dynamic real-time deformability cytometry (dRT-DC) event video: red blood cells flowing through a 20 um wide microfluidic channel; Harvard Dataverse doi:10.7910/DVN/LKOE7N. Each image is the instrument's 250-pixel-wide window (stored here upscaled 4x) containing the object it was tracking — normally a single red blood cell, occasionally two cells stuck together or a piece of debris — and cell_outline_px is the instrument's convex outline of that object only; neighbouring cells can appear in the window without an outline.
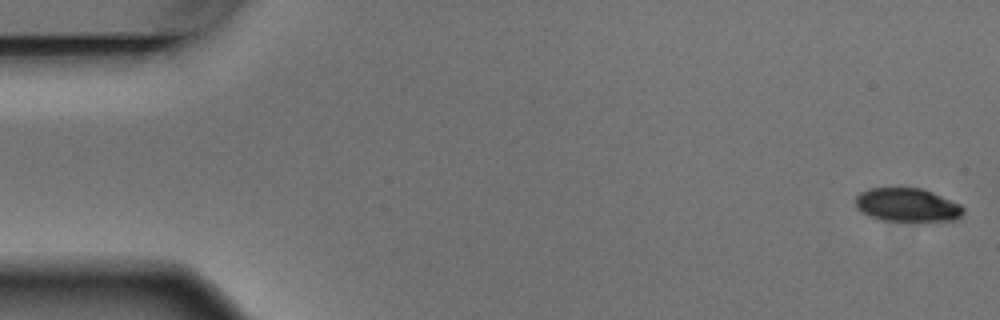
{"species": "Egyptian fruit bat (a non-hibernating species)", "species_latin": "Rousettus aegyptiacus", "temperature_condition": "warm", "stored_images_in_passage": 5, "camera_frame_rate_fps": 3000, "um_per_image_px": 0.085, "animal": {"sex": "male"}, "frame": {"image": 1, "passage_image": 1, "time_ms": 0.0, "image_size_px": [1000, 320], "cell_outline_px": [[964, 212], [956, 220], [880, 220], [868, 216], [856, 208], [856, 196], [860, 192], [868, 188], [920, 188], [932, 192], [960, 204], [964, 208]], "centroid_in_image_um": [77.08, 17.41], "position_along_channel_um": 7.9, "area_um2": 20.87}}
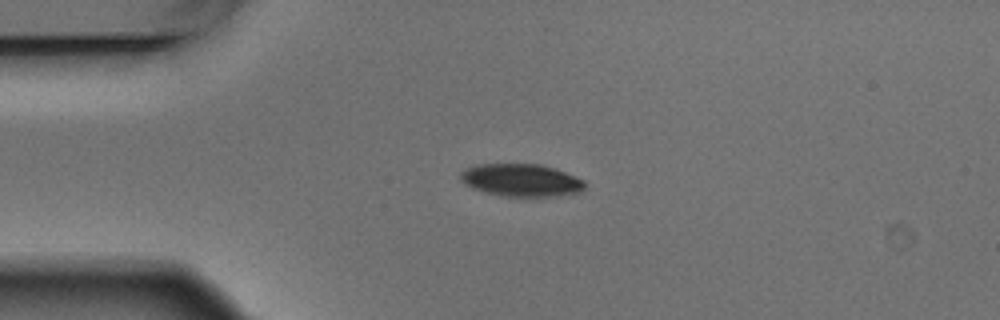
{"frame": {"image": 2, "passage_image": 4, "time_ms": 1.0, "image_size_px": [1000, 320], "cell_outline_px": [[584, 188], [580, 192], [556, 196], [504, 196], [472, 188], [464, 184], [460, 180], [460, 172], [464, 168], [476, 164], [540, 164], [556, 168], [584, 180]], "centroid_in_image_um": [44.28, 15.3], "position_along_channel_um": 40.7, "area_um2": 23.64}}